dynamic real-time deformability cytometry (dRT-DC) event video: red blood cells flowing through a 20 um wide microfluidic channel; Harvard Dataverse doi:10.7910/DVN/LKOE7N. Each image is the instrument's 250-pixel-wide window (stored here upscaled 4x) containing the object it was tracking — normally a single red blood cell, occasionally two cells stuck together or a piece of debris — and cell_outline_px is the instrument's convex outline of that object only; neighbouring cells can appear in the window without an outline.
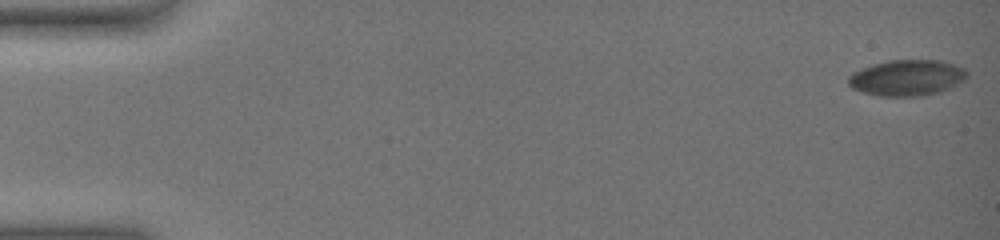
{"species": "common noctule bat (a hibernating species)", "species_latin": "Nyctalus noctula", "temperature_condition": "warm", "stored_images_in_passage": 56, "camera_frame_rate_fps": 3000, "um_per_image_px": 0.085, "animal": {"sex": "female", "body_mass_g": 19.0, "forearm_length_mm": 51.5}, "frame": {"image": 1, "passage_image": 1, "time_ms": 0.0, "image_size_px": [1000, 240], "cell_outline_px": [[968, 76], [964, 80], [940, 92], [920, 96], [880, 96], [864, 92], [852, 88], [848, 84], [848, 76], [864, 68], [888, 60], [940, 60], [956, 64], [964, 68], [968, 72]], "centroid_in_image_um": [77.14, 6.61], "position_along_channel_um": 7.9, "area_um2": 24.68}}
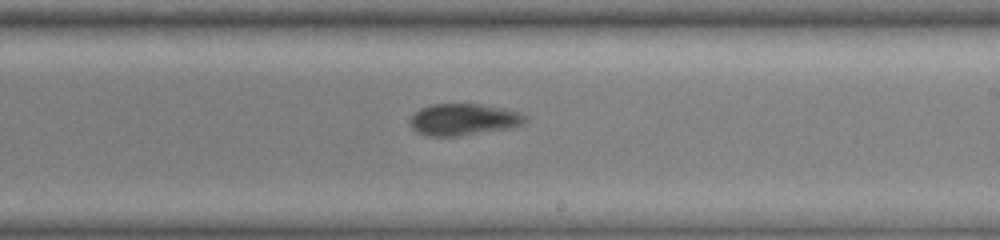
{"frame": {"image": 2, "passage_image": 36, "time_ms": 11.667, "image_size_px": [1000, 240], "cell_outline_px": [[528, 120], [512, 128], [456, 136], [428, 136], [416, 132], [412, 128], [408, 120], [420, 108], [432, 104], [480, 104], [520, 112], [528, 116]], "centroid_in_image_um": [39.39, 10.16], "position_along_channel_um": 249.6, "area_um2": 21.27}}
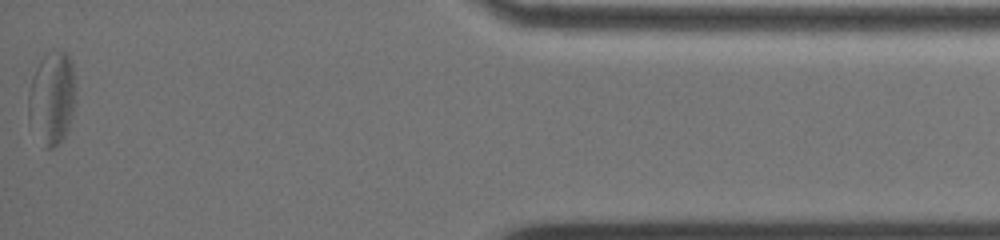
{"frame": {"image": 3, "passage_image": 56, "time_ms": 18.333, "image_size_px": [1000, 240], "cell_outline_px": [[76, 100], [72, 116], [68, 128], [64, 136], [52, 148], [44, 148], [28, 124], [28, 92], [32, 76], [40, 60], [52, 48], [64, 52], [72, 60]], "centroid_in_image_um": [4.4, 8.32], "position_along_channel_um": 430.8, "area_um2": 26.13}, "authors_computed_cell_mechanics": {"area_um2": 22.8021, "velocity_mm_per_s": 3.5055, "shape_relaxation_time_tau1_ms": null, "shape_relaxation_time_tau2_ms": 1.5661, "deformation_change_tau1": null, "deformation_change_tau2": 0.0532}}